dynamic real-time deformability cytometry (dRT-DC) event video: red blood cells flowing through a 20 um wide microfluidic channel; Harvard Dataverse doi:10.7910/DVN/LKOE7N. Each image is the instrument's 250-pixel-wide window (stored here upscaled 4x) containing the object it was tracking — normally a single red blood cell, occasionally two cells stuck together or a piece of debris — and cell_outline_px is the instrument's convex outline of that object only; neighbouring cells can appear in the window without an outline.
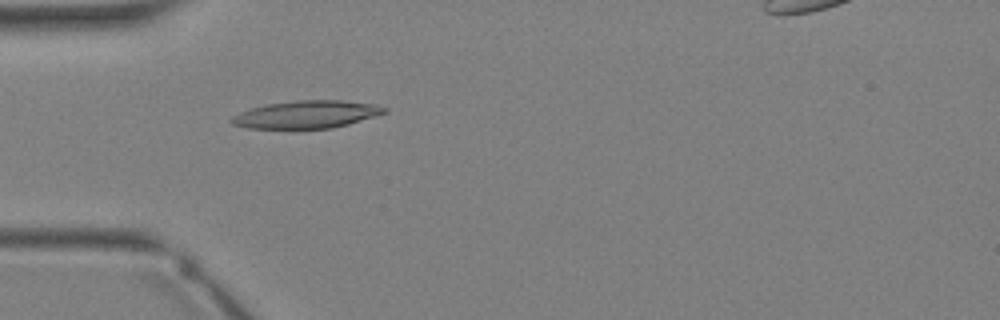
{"species": "Egyptian fruit bat (a non-hibernating species)", "species_latin": "Rousettus aegyptiacus", "temperature_condition": "warm", "stored_images_in_passage": 35, "camera_frame_rate_fps": 3000, "um_per_image_px": 0.085, "animal": {"sex": "female"}, "frame": {"image": 1, "passage_image": 11, "time_ms": 3.333, "image_size_px": [1000, 320], "cell_outline_px": [[388, 112], [376, 116], [348, 124], [332, 128], [248, 128], [232, 124], [228, 120], [232, 116], [240, 112], [252, 108], [268, 104], [296, 100], [344, 100], [376, 104], [388, 108]], "centroid_in_image_um": [26.09, 9.72], "position_along_channel_um": 58.9, "area_um2": 24.62}}
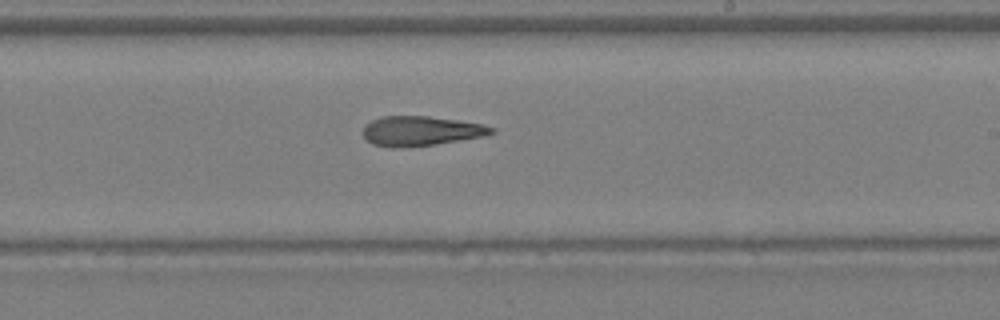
{"frame": {"image": 2, "passage_image": 21, "time_ms": 6.667, "image_size_px": [1000, 320], "cell_outline_px": [[496, 132], [488, 136], [436, 144], [404, 148], [392, 148], [372, 144], [364, 136], [364, 128], [372, 120], [384, 116], [428, 116], [456, 120], [480, 124], [496, 128]], "centroid_in_image_um": [35.82, 11.15], "position_along_channel_um": 253.2, "area_um2": 22.25}}
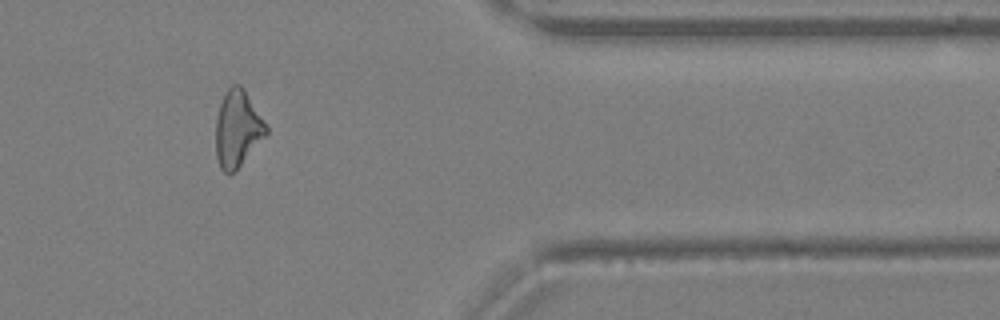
{"frame": {"image": 3, "passage_image": 29, "time_ms": 9.333, "image_size_px": [1000, 320], "cell_outline_px": [[268, 132], [236, 172], [228, 176], [220, 168], [216, 156], [216, 120], [220, 104], [228, 88], [232, 84], [240, 84], [244, 88], [268, 128]], "centroid_in_image_um": [20.18, 10.99], "position_along_channel_um": 391.2, "area_um2": 22.48}}